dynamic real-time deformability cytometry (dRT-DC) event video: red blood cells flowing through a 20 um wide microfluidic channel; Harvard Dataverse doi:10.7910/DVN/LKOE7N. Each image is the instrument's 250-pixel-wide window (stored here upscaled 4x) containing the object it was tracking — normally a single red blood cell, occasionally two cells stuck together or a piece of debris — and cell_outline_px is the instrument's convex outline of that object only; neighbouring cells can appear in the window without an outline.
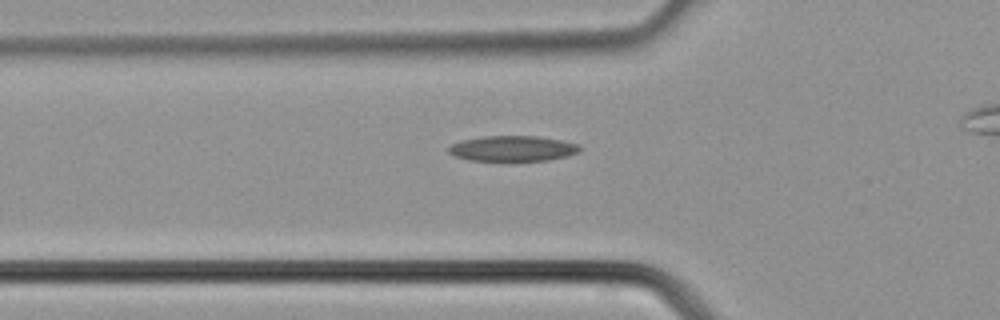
{"species": "common noctule bat (a hibernating species)", "species_latin": "Nyctalus noctula", "temperature_condition": "cold", "stored_images_in_passage": 31, "camera_frame_rate_fps": 3000, "um_per_image_px": 0.085, "animal": {"sex": "male", "body_mass_g": 21.5, "forearm_length_mm": 52.0}, "frame": {"image": 1, "passage_image": 12, "time_ms": 3.667, "image_size_px": [1000, 320], "cell_outline_px": [[580, 152], [568, 156], [548, 160], [516, 164], [512, 164], [468, 160], [456, 156], [448, 152], [448, 148], [452, 144], [460, 140], [484, 136], [536, 136], [560, 140], [580, 144]], "centroid_in_image_um": [43.58, 12.68], "position_along_channel_um": 82.2, "area_um2": 20.58}}
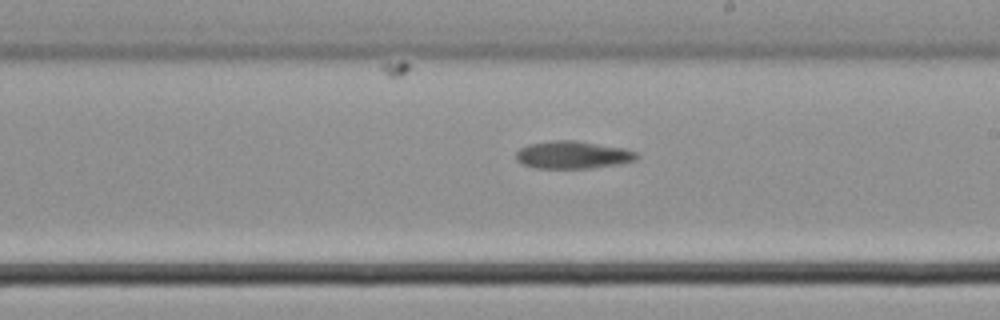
{"frame": {"image": 2, "passage_image": 21, "time_ms": 6.667, "image_size_px": [1000, 320], "cell_outline_px": [[640, 156], [636, 160], [620, 164], [592, 168], [536, 168], [520, 164], [516, 160], [516, 152], [520, 148], [528, 144], [552, 140], [576, 140], [624, 148], [636, 152]], "centroid_in_image_um": [48.68, 13.16], "position_along_channel_um": 240.3, "area_um2": 19.65}}
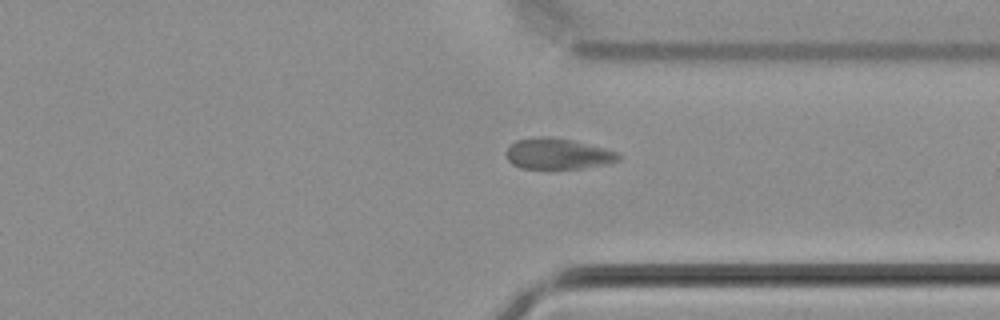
{"frame": {"image": 3, "passage_image": 28, "time_ms": 9.0, "image_size_px": [1000, 320], "cell_outline_px": [[624, 156], [620, 160], [604, 164], [584, 168], [520, 168], [512, 164], [508, 160], [504, 152], [516, 140], [544, 136], [572, 140], [604, 148], [616, 152]], "centroid_in_image_um": [47.41, 13.08], "position_along_channel_um": 364.0, "area_um2": 20.06}}